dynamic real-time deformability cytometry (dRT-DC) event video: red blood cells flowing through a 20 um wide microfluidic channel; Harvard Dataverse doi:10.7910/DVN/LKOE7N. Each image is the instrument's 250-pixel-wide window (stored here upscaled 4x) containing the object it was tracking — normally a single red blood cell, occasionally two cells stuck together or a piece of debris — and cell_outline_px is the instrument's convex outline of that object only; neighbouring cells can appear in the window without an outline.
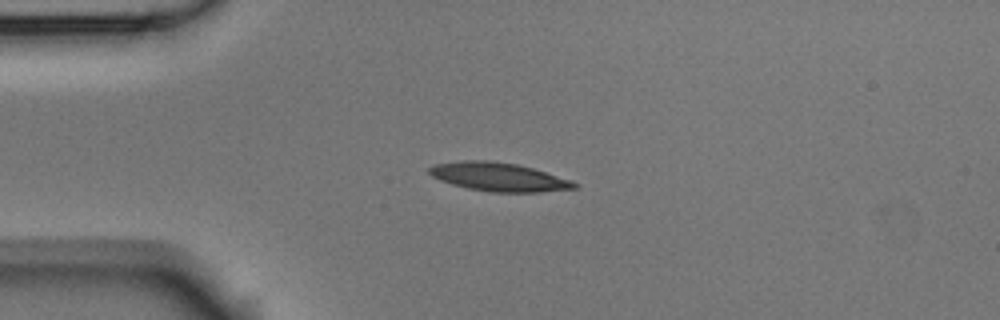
{"species": "Egyptian fruit bat (a non-hibernating species)", "species_latin": "Rousettus aegyptiacus", "temperature_condition": "room temperature", "stored_images_in_passage": 1, "camera_frame_rate_fps": 3000, "um_per_image_px": 0.085, "animal": {"sex": "male"}, "frame": {"image": 1, "passage_image": 1, "time_ms": 0.0, "image_size_px": [1000, 320], "cell_outline_px": [[580, 184], [576, 188], [540, 192], [492, 192], [468, 188], [452, 184], [440, 180], [432, 176], [428, 172], [428, 168], [432, 164], [460, 160], [488, 160], [516, 164], [532, 168], [572, 180]], "centroid_in_image_um": [42.37, 15.03], "position_along_channel_um": 42.6, "area_um2": 24.22}}